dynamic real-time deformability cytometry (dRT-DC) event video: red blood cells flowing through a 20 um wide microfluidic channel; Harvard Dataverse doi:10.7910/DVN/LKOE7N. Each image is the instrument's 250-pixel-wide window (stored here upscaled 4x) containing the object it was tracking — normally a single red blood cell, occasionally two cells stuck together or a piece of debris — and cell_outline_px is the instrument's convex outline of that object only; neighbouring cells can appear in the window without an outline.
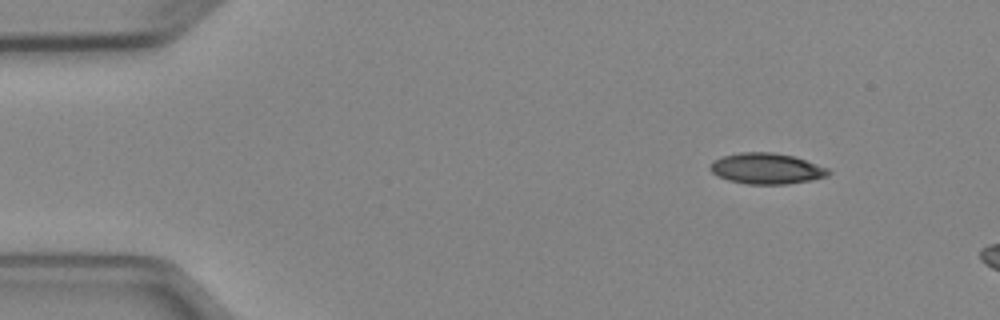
{"species": "Egyptian fruit bat (a non-hibernating species)", "species_latin": "Rousettus aegyptiacus", "temperature_condition": "cold", "stored_images_in_passage": 3, "camera_frame_rate_fps": 3000, "um_per_image_px": 0.085, "animal": {"sex": "female"}, "frame": {"image": 1, "passage_image": 1, "time_ms": 0.0, "image_size_px": [1000, 320], "cell_outline_px": [[832, 172], [828, 176], [812, 180], [788, 184], [748, 184], [728, 180], [712, 172], [708, 168], [712, 160], [724, 156], [740, 152], [772, 152], [792, 156], [828, 168]], "centroid_in_image_um": [65.15, 14.33], "position_along_channel_um": 19.8, "area_um2": 21.21}}